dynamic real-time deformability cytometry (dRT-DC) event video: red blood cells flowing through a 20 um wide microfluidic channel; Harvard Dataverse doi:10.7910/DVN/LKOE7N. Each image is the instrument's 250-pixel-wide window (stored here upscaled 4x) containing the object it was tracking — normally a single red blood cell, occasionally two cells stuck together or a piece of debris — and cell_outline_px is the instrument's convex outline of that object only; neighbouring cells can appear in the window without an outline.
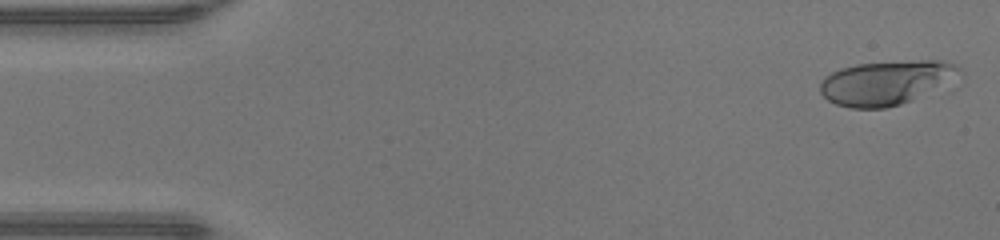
{"species": "human", "species_latin": "Homo sapiens", "temperature_condition": "warm", "stored_images_in_passage": 46, "camera_frame_rate_fps": 3000, "um_per_image_px": 0.085, "donor": {"sex": "male"}, "frame": {"image": 1, "passage_image": 1, "time_ms": 0.0, "image_size_px": [1000, 240], "cell_outline_px": [[964, 76], [912, 100], [900, 104], [884, 108], [852, 108], [836, 104], [828, 100], [820, 92], [820, 84], [824, 76], [840, 68], [856, 64], [920, 60], [944, 60], [956, 64], [964, 72]], "centroid_in_image_um": [75.38, 7.01], "position_along_channel_um": 9.6, "area_um2": 36.18}}
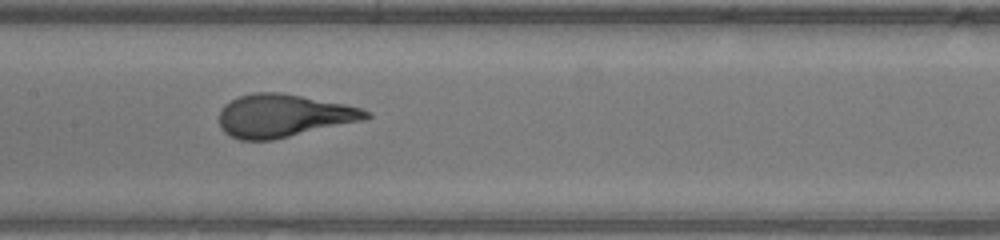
{"frame": {"image": 2, "passage_image": 22, "time_ms": 7.0, "image_size_px": [1000, 240], "cell_outline_px": [[372, 116], [364, 120], [272, 140], [240, 140], [224, 132], [220, 128], [220, 108], [224, 104], [240, 96], [256, 92], [280, 92], [344, 104], [360, 108], [368, 112]], "centroid_in_image_um": [24.07, 9.84], "position_along_channel_um": 183.3, "area_um2": 36.41}}
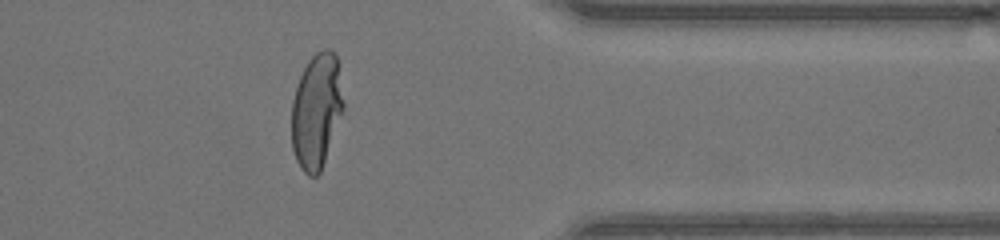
{"frame": {"image": 3, "passage_image": 37, "time_ms": 12.0, "image_size_px": [1000, 240], "cell_outline_px": [[344, 108], [320, 172], [316, 176], [308, 176], [300, 168], [296, 160], [292, 148], [292, 100], [300, 76], [308, 60], [316, 52], [324, 48], [328, 48], [336, 56], [344, 104]], "centroid_in_image_um": [26.89, 9.43], "position_along_channel_um": 384.5, "area_um2": 34.45}}